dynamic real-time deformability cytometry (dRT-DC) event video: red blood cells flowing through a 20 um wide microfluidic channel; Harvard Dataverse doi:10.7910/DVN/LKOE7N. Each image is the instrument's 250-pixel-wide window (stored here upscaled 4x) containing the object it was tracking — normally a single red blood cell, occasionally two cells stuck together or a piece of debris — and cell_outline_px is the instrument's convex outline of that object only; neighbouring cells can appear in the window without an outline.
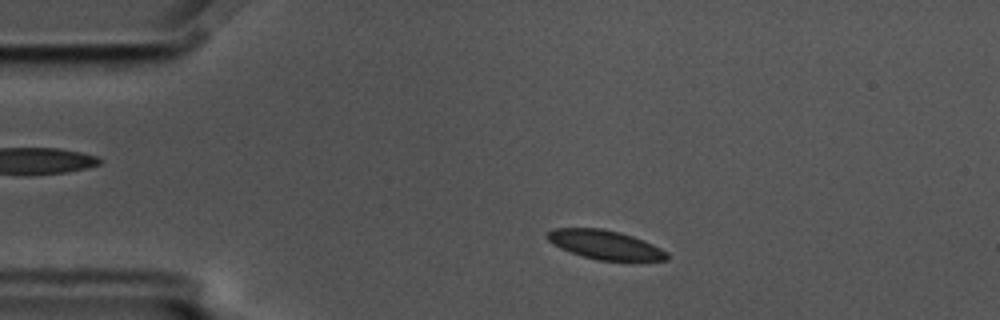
{"species": "common noctule bat (a hibernating species)", "species_latin": "Nyctalus noctula", "temperature_condition": "cold", "stored_images_in_passage": 4, "camera_frame_rate_fps": 3000, "um_per_image_px": 0.085, "animal": {"sex": "male", "body_mass_g": 17.5, "forearm_length_mm": 52.3}, "frame": {"image": 1, "passage_image": 2, "time_ms": 0.333, "image_size_px": [1000, 320], "cell_outline_px": [[668, 260], [596, 260], [560, 248], [552, 244], [544, 236], [552, 228], [604, 228], [620, 232], [644, 240], [668, 252]], "centroid_in_image_um": [51.4, 20.79], "position_along_channel_um": 33.6, "area_um2": 20.17}}
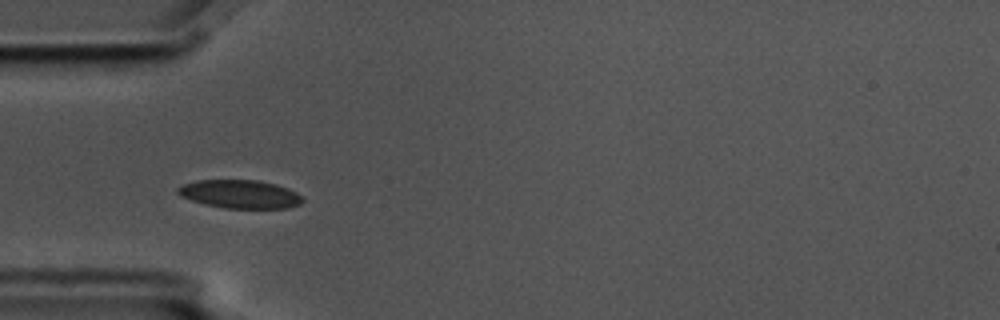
{"frame": {"image": 2, "passage_image": 4, "time_ms": 1.0, "image_size_px": [1000, 320], "cell_outline_px": [[304, 200], [300, 204], [288, 208], [224, 208], [204, 204], [180, 196], [176, 192], [176, 188], [184, 184], [196, 180], [256, 180], [276, 184], [288, 188], [296, 192]], "centroid_in_image_um": [20.38, 16.5], "position_along_channel_um": 64.6, "area_um2": 20.63}}